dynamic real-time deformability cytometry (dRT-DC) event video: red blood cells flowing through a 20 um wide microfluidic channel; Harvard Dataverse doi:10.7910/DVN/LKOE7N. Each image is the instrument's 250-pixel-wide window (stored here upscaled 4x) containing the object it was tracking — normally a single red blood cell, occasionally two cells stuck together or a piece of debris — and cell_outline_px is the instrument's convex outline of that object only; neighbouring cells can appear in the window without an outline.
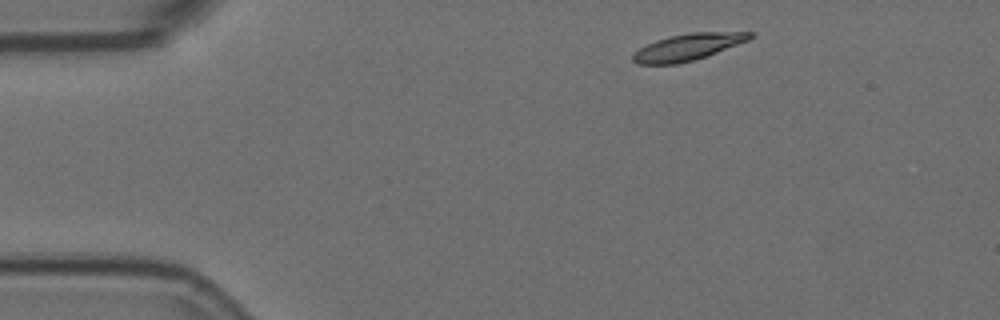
{"species": "Egyptian fruit bat (a non-hibernating species)", "species_latin": "Rousettus aegyptiacus", "temperature_condition": "room temperature", "stored_images_in_passage": 4, "camera_frame_rate_fps": 3000, "um_per_image_px": 0.085, "animal": {"sex": "female"}, "frame": {"image": 1, "passage_image": 1, "time_ms": 0.0, "image_size_px": [1000, 320], "cell_outline_px": [[756, 36], [748, 40], [716, 52], [692, 60], [676, 64], [636, 64], [632, 60], [632, 56], [640, 48], [656, 40], [668, 36], [692, 32], [756, 32]], "centroid_in_image_um": [58.47, 3.98], "position_along_channel_um": 26.5, "area_um2": 17.92}}